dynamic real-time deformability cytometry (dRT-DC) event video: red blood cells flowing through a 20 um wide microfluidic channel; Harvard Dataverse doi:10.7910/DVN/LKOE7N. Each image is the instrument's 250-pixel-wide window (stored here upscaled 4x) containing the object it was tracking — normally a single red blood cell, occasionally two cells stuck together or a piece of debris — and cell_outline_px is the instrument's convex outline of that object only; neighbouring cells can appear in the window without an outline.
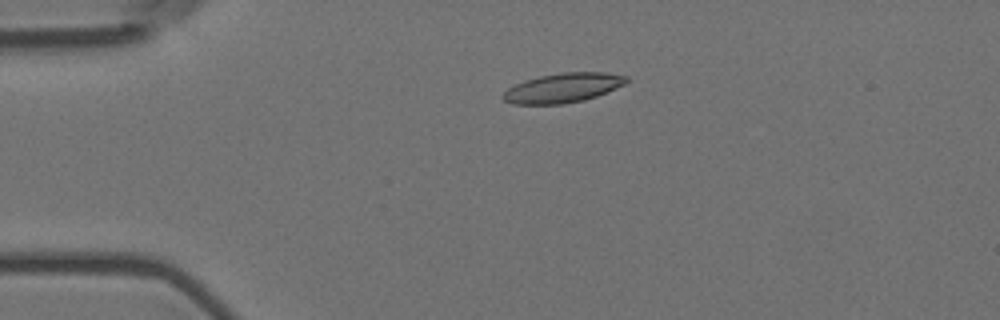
{"species": "Egyptian fruit bat (a non-hibernating species)", "species_latin": "Rousettus aegyptiacus", "temperature_condition": "room temperature", "stored_images_in_passage": 6, "camera_frame_rate_fps": 3000, "um_per_image_px": 0.085, "animal": {"sex": "female"}, "frame": {"image": 1, "passage_image": 4, "time_ms": 1.0, "image_size_px": [1000, 320], "cell_outline_px": [[628, 80], [624, 84], [596, 96], [584, 100], [564, 104], [512, 104], [504, 100], [500, 96], [508, 88], [524, 80], [540, 76], [560, 72], [604, 72], [628, 76]], "centroid_in_image_um": [47.82, 7.47], "position_along_channel_um": 37.2, "area_um2": 21.15}}